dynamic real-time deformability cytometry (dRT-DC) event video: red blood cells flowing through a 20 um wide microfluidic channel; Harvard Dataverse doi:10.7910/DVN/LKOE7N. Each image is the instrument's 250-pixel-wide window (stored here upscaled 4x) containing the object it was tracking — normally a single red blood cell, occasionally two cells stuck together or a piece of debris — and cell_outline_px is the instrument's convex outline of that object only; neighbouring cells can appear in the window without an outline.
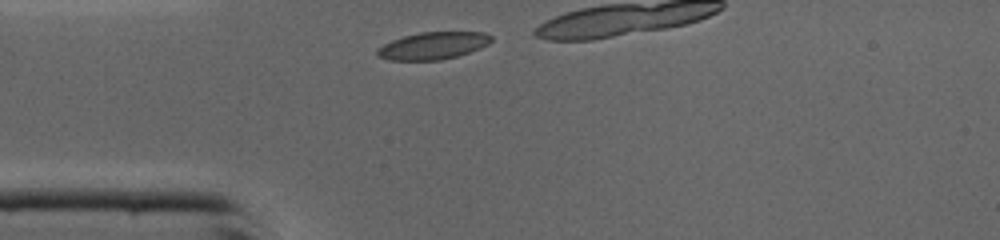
{"species": "common noctule bat (a hibernating species)", "species_latin": "Nyctalus noctula", "temperature_condition": "cold", "stored_images_in_passage": 6, "camera_frame_rate_fps": 3000, "um_per_image_px": 0.085, "animal": {"sex": "male", "body_mass_g": 19.0, "forearm_length_mm": 50.8}, "frame": {"image": 1, "passage_image": 1, "time_ms": 0.0, "image_size_px": [1000, 240], "cell_outline_px": [[492, 40], [488, 44], [480, 48], [456, 56], [440, 60], [388, 60], [376, 56], [376, 48], [392, 40], [404, 36], [420, 32], [484, 32], [492, 36]], "centroid_in_image_um": [36.77, 3.88], "position_along_channel_um": 48.2, "area_um2": 18.09}}